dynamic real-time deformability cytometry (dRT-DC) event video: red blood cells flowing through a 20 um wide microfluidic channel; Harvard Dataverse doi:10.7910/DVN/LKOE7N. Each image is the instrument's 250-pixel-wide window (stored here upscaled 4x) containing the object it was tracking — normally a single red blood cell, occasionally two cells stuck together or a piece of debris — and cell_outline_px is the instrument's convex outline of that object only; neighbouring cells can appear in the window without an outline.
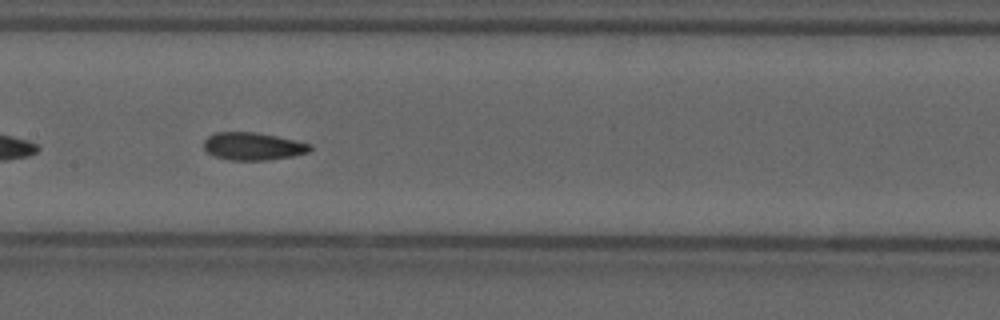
{"species": "common noctule bat (a hibernating species)", "species_latin": "Nyctalus noctula", "temperature_condition": "cold", "stored_images_in_passage": 40, "camera_frame_rate_fps": 3000, "um_per_image_px": 0.085, "animal": {"sex": "male", "forearm_length_mm": 52.5}, "frame": {"image": 1, "passage_image": 12, "time_ms": 3.667, "image_size_px": [1000, 320], "cell_outline_px": [[312, 148], [308, 152], [292, 156], [268, 160], [228, 160], [212, 156], [204, 148], [204, 140], [208, 136], [216, 132], [256, 132], [296, 140], [312, 144]], "centroid_in_image_um": [21.49, 12.43], "position_along_channel_um": 185.9, "area_um2": 17.22}, "authors_computed_cell_mechanics": {"area_um2": 17.0799, "velocity_mm_per_s": 3.5884, "shape_relaxation_time_tau1_ms": null, "shape_relaxation_time_tau2_ms": 2.5242, "deformation_change_tau1": null, "deformation_change_tau2": 0.0753}}